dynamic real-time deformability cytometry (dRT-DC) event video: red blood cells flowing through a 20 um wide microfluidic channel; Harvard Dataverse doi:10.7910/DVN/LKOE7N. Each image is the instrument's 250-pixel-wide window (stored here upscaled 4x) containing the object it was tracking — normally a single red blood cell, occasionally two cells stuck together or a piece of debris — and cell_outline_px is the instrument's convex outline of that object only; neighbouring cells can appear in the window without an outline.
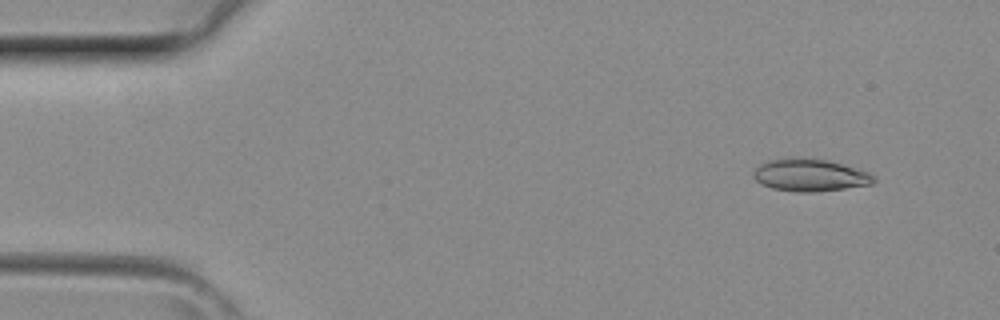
{"species": "common noctule bat (a hibernating species)", "species_latin": "Nyctalus noctula", "temperature_condition": "room temperature", "stored_images_in_passage": 3, "camera_frame_rate_fps": 3000, "um_per_image_px": 0.085, "animal": {"sex": "female", "body_mass_g": 29.2, "forearm_length_mm": 56.3}, "frame": {"image": 1, "passage_image": 1, "time_ms": 0.0, "image_size_px": [1000, 320], "cell_outline_px": [[876, 180], [872, 184], [816, 192], [796, 192], [772, 188], [760, 184], [752, 176], [752, 172], [764, 160], [792, 156], [796, 156], [828, 160], [868, 172]], "centroid_in_image_um": [68.76, 14.86], "position_along_channel_um": 16.2, "area_um2": 23.0}}
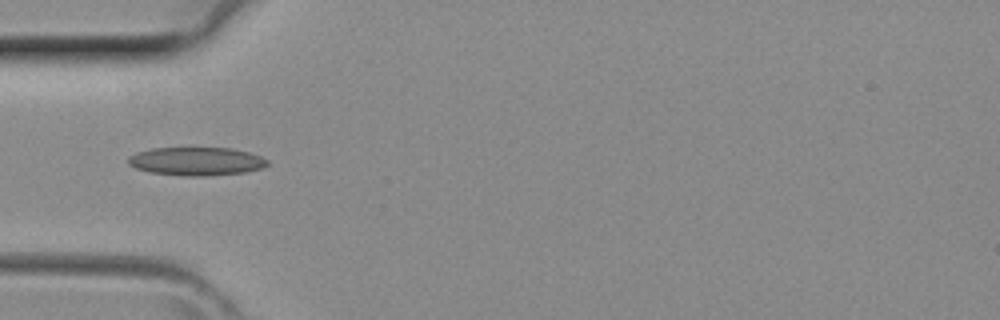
{"frame": {"image": 2, "passage_image": 3, "time_ms": 0.667, "image_size_px": [1000, 320], "cell_outline_px": [[268, 164], [260, 168], [244, 172], [204, 176], [184, 176], [152, 172], [136, 168], [128, 164], [128, 156], [136, 152], [152, 148], [232, 148], [248, 152], [260, 156], [268, 160]], "centroid_in_image_um": [16.66, 13.7], "position_along_channel_um": 68.3, "area_um2": 22.83}}